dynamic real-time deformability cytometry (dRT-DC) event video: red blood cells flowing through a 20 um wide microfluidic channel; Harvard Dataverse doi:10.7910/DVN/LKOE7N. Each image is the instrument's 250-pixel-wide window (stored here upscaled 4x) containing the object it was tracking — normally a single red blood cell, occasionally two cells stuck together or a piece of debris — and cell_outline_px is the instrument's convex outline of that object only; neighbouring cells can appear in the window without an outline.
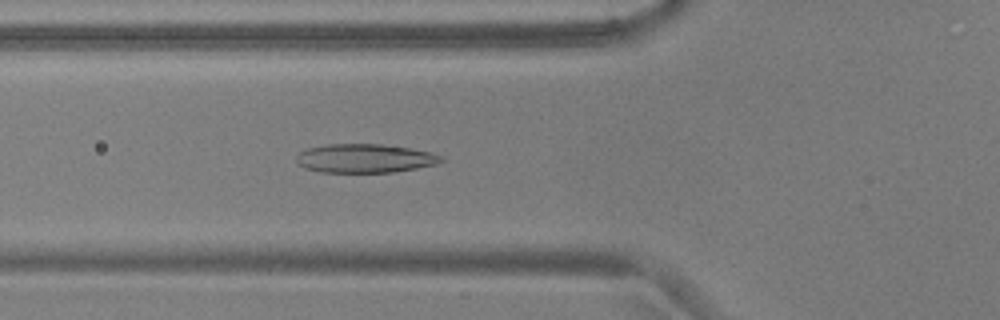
{"species": "common noctule bat (a hibernating species)", "species_latin": "Nyctalus noctula", "temperature_condition": "warm", "stored_images_in_passage": 53, "camera_frame_rate_fps": 3000, "um_per_image_px": 0.085, "animal": {"sex": "male", "body_mass_g": 17.9, "forearm_length_mm": 54.2}, "frame": {"image": 1, "passage_image": 19, "time_ms": 6.0, "image_size_px": [1000, 320], "cell_outline_px": [[444, 160], [436, 164], [416, 168], [392, 172], [320, 172], [304, 168], [296, 160], [296, 156], [300, 152], [308, 148], [328, 144], [380, 144], [412, 148], [432, 152], [444, 156]], "centroid_in_image_um": [31.04, 13.45], "position_along_channel_um": 94.8, "area_um2": 24.33}}
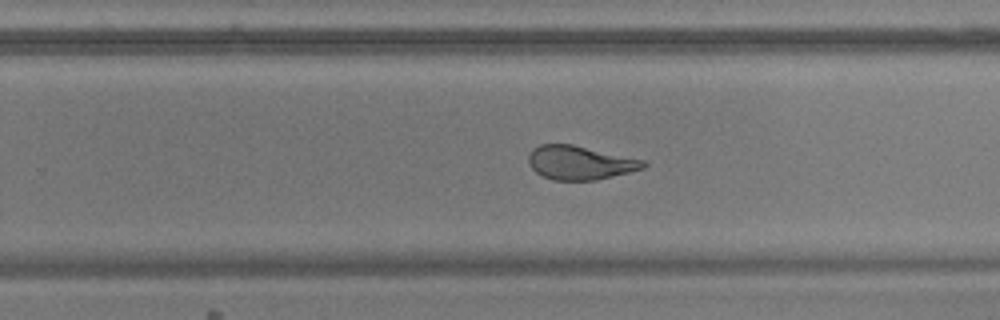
{"frame": {"image": 2, "passage_image": 34, "time_ms": 11.0, "image_size_px": [1000, 320], "cell_outline_px": [[648, 164], [644, 168], [596, 180], [552, 180], [536, 172], [528, 164], [528, 152], [532, 148], [540, 144], [572, 144], [644, 160]], "centroid_in_image_um": [49.25, 13.82], "position_along_channel_um": 280.5, "area_um2": 22.6}}
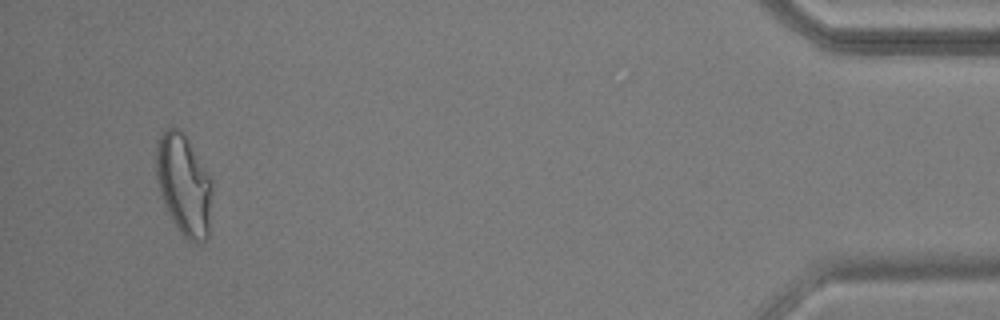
{"frame": {"image": 3, "passage_image": 51, "time_ms": 16.667, "image_size_px": [1000, 320], "cell_outline_px": [[212, 192], [208, 240], [200, 244], [192, 244], [180, 232], [172, 220], [160, 196], [156, 180], [156, 140], [160, 132], [168, 128], [180, 128], [184, 132], [212, 180]], "centroid_in_image_um": [15.62, 15.72], "position_along_channel_um": 419.6, "area_um2": 33.64}, "authors_computed_cell_mechanics": {"area_um2": 25.5476, "velocity_mm_per_s": 3.7047, "shape_relaxation_time_tau1_ms": 7.8586, "shape_relaxation_time_tau2_ms": 1.3738, "deformation_change_tau1": 0.24, "deformation_change_tau2": 0.0851}}